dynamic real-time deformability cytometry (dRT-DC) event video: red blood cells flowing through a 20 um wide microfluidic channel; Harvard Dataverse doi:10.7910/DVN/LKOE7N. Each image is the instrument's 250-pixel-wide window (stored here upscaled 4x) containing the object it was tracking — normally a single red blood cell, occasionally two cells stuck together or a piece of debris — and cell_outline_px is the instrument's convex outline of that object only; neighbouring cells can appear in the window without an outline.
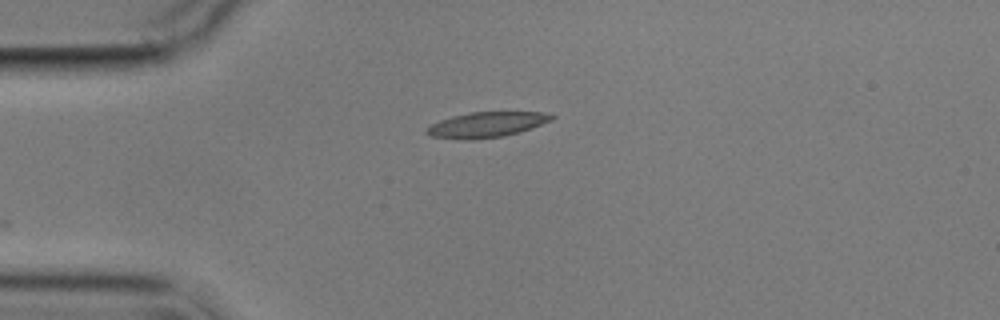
{"species": "common noctule bat (a hibernating species)", "species_latin": "Nyctalus noctula", "temperature_condition": "cold", "stored_images_in_passage": 4, "camera_frame_rate_fps": 3000, "um_per_image_px": 0.085, "animal": {"sex": "male", "body_mass_g": 17.9}, "frame": {"image": 1, "passage_image": 1, "time_ms": 0.0, "image_size_px": [1000, 320], "cell_outline_px": [[556, 116], [552, 120], [532, 128], [520, 132], [504, 136], [472, 140], [468, 140], [432, 136], [424, 132], [424, 128], [440, 120], [452, 116], [468, 112], [540, 112]], "centroid_in_image_um": [41.34, 10.6], "position_along_channel_um": 43.7, "area_um2": 18.5}}
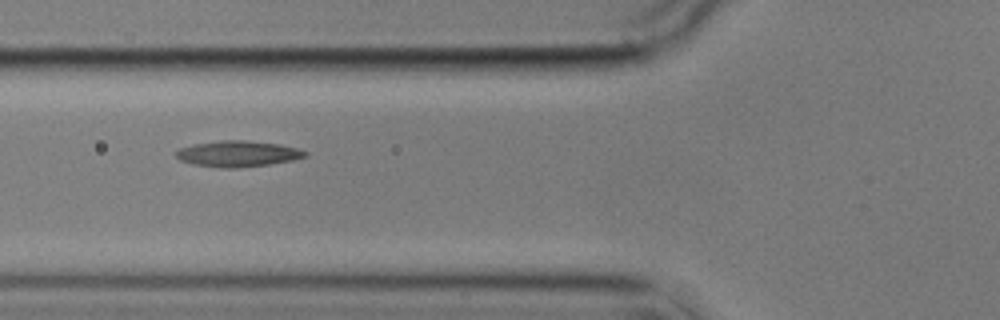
{"frame": {"image": 2, "passage_image": 3, "time_ms": 2.333, "image_size_px": [1000, 320], "cell_outline_px": [[308, 156], [292, 160], [268, 164], [236, 168], [220, 168], [192, 164], [180, 160], [176, 156], [176, 152], [180, 148], [196, 144], [220, 140], [244, 140], [280, 144], [296, 148], [308, 152]], "centroid_in_image_um": [20.22, 13.07], "position_along_channel_um": 105.6, "area_um2": 19.42}}
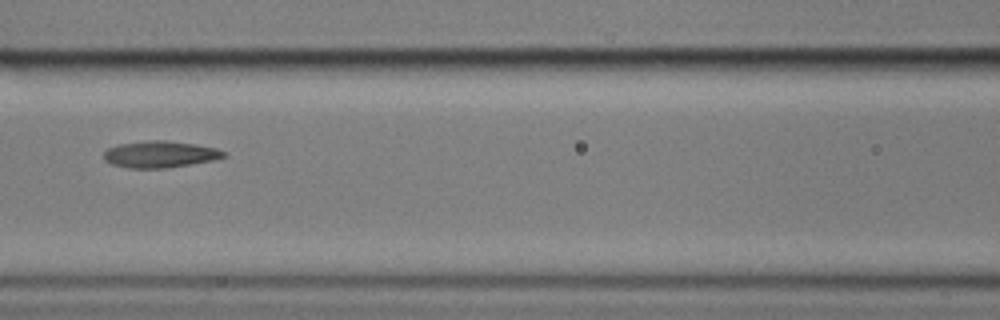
{"frame": {"image": 3, "passage_image": 4, "time_ms": 3.667, "image_size_px": [1000, 320], "cell_outline_px": [[228, 156], [212, 160], [164, 168], [128, 168], [112, 164], [104, 160], [104, 152], [108, 148], [120, 144], [152, 140], [164, 140], [192, 144], [216, 148], [224, 152]], "centroid_in_image_um": [13.57, 13.12], "position_along_channel_um": 153.0, "area_um2": 18.26}}